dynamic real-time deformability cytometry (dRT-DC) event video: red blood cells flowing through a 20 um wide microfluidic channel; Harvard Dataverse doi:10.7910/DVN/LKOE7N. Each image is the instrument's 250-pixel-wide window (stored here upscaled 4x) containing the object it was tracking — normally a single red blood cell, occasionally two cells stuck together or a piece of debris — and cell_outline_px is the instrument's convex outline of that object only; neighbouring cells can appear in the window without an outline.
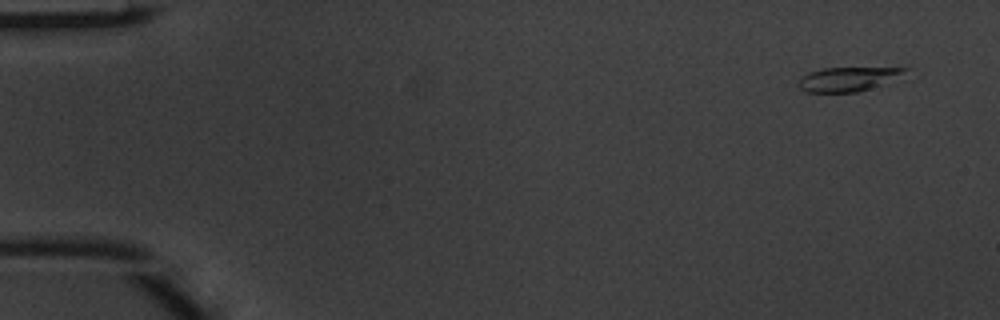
{"species": "common noctule bat (a hibernating species)", "species_latin": "Nyctalus noctula", "temperature_condition": "warm", "stored_images_in_passage": 4, "camera_frame_rate_fps": 3000, "um_per_image_px": 0.085, "animal": {"sex": "male", "body_mass_g": 20.1, "forearm_length_mm": 53.5}, "frame": {"image": 1, "passage_image": 1, "time_ms": 0.0, "image_size_px": [1000, 320], "cell_outline_px": [[908, 68], [880, 84], [856, 92], [804, 92], [796, 84], [796, 80], [800, 76], [808, 72], [824, 68]], "centroid_in_image_um": [71.81, 6.73], "position_along_channel_um": 13.2, "area_um2": 14.39}}